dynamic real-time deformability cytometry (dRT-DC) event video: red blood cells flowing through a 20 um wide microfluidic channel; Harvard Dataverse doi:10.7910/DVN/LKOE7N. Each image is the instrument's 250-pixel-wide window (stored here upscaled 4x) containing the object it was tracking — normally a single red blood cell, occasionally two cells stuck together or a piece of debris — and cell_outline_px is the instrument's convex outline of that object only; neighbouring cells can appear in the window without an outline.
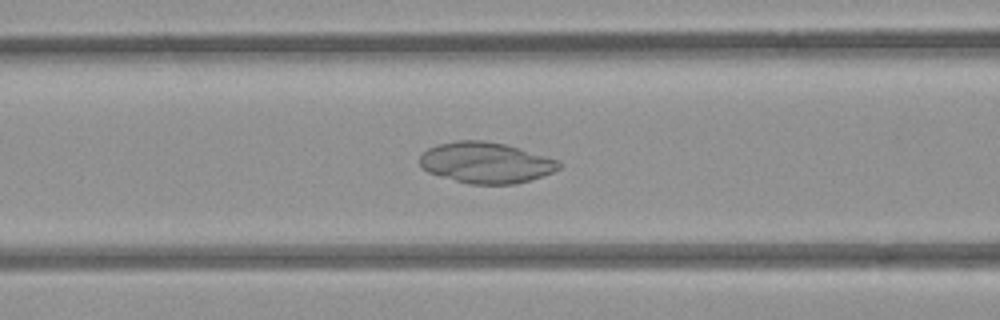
{"species": "common noctule bat (a hibernating species)", "species_latin": "Nyctalus noctula", "temperature_condition": "room temperature", "stored_images_in_passage": 41, "camera_frame_rate_fps": 3000, "um_per_image_px": 0.085, "animal": {"sex": "female", "body_mass_g": 21.9}, "frame": {"image": 1, "passage_image": 10, "time_ms": 3.0, "image_size_px": [1000, 320], "cell_outline_px": [[560, 168], [552, 172], [516, 184], [468, 184], [440, 176], [428, 172], [420, 164], [420, 156], [428, 148], [436, 144], [456, 140], [484, 140], [504, 144], [520, 148], [560, 160]], "centroid_in_image_um": [41.29, 13.82], "position_along_channel_um": 125.3, "area_um2": 33.18}}
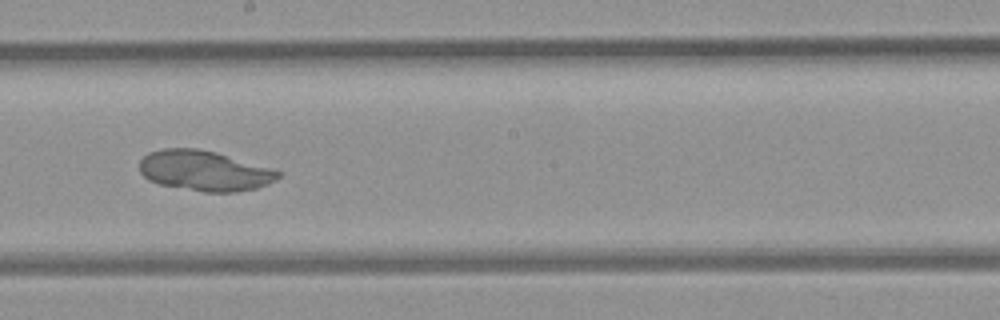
{"frame": {"image": 2, "passage_image": 18, "time_ms": 5.667, "image_size_px": [1000, 320], "cell_outline_px": [[284, 172], [276, 180], [268, 184], [256, 188], [236, 192], [204, 192], [160, 184], [148, 180], [140, 172], [140, 160], [148, 152], [164, 148], [196, 148], [216, 152]], "centroid_in_image_um": [17.38, 14.51], "position_along_channel_um": 230.8, "area_um2": 32.54}}
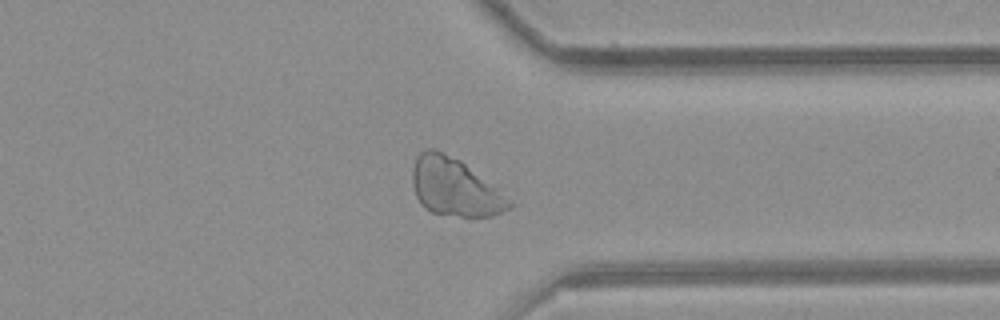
{"frame": {"image": 3, "passage_image": 29, "time_ms": 9.333, "image_size_px": [1000, 320], "cell_outline_px": [[512, 208], [492, 216], [460, 216], [432, 212], [424, 208], [420, 204], [416, 196], [412, 184], [412, 168], [416, 156], [420, 152], [428, 148], [432, 148], [444, 152], [460, 160], [496, 188], [512, 204]], "centroid_in_image_um": [38.59, 15.9], "position_along_channel_um": 372.8, "area_um2": 32.19}}